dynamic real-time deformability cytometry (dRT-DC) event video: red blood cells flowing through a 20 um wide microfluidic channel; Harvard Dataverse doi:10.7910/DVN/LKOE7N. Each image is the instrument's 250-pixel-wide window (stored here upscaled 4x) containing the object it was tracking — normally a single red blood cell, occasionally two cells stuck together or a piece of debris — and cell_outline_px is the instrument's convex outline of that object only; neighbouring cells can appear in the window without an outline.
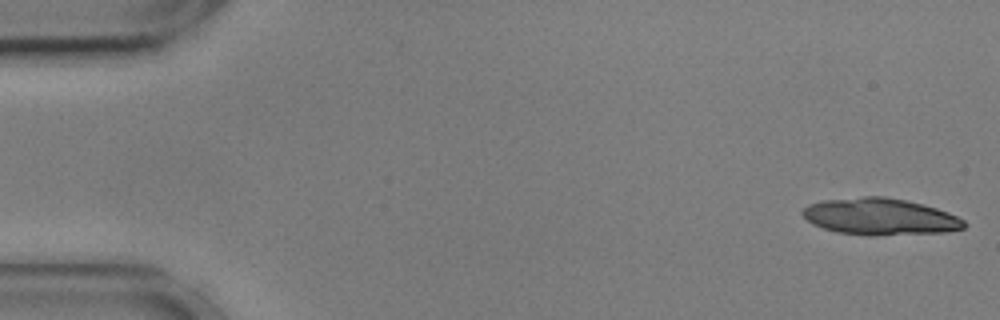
{"species": "common noctule bat (a hibernating species)", "species_latin": "Nyctalus noctula", "temperature_condition": "cold", "stored_images_in_passage": 50, "camera_frame_rate_fps": 3000, "um_per_image_px": 0.085, "animal": {"sex": "male", "body_mass_g": 17.9, "forearm_length_mm": 54.2}, "frame": {"image": 1, "passage_image": 1, "time_ms": 0.0, "image_size_px": [1000, 320], "cell_outline_px": [[968, 224], [964, 228], [944, 232], [876, 236], [868, 236], [836, 232], [812, 224], [800, 212], [808, 204], [820, 200], [864, 196], [884, 196], [904, 200], [936, 208], [948, 212], [964, 220]], "centroid_in_image_um": [74.78, 18.42], "position_along_channel_um": 10.2, "area_um2": 34.74}}
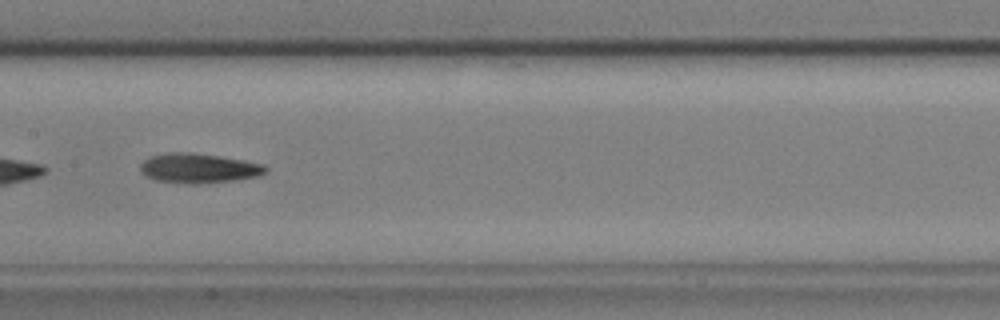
{"frame": {"image": 2, "passage_image": 27, "time_ms": 8.667, "image_size_px": [1000, 320], "cell_outline_px": [[268, 172], [260, 176], [236, 180], [188, 184], [156, 180], [148, 176], [140, 168], [140, 164], [148, 156], [172, 152], [188, 152], [220, 156], [244, 160], [264, 164], [268, 168]], "centroid_in_image_um": [16.94, 14.29], "position_along_channel_um": 190.5, "area_um2": 21.62}, "authors_computed_cell_mechanics": {"area_um2": 21.0103, "velocity_mm_per_s": 3.6068, "shape_relaxation_time_tau1_ms": 3.7124, "shape_relaxation_time_tau2_ms": 3.7727, "deformation_change_tau1": 0.1326, "deformation_change_tau2": 0.1402}}